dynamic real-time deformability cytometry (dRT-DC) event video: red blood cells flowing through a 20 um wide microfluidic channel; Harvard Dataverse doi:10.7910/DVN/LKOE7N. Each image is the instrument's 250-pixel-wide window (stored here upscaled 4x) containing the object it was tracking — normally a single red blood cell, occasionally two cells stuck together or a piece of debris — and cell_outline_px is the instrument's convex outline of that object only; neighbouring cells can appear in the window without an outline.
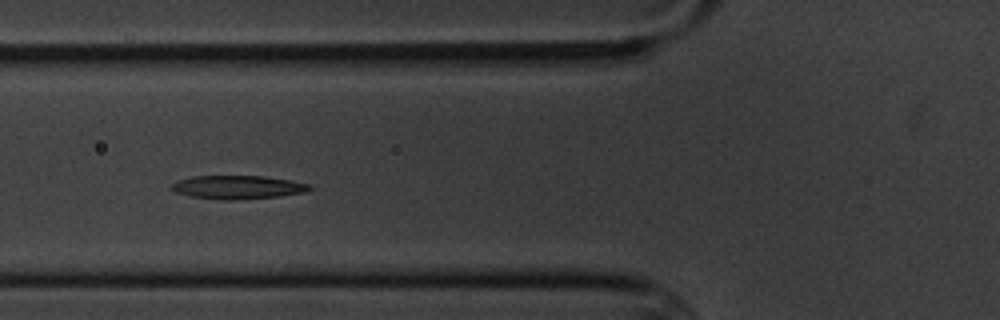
{"species": "common noctule bat (a hibernating species)", "species_latin": "Nyctalus noctula", "temperature_condition": "cold", "stored_images_in_passage": 5, "camera_frame_rate_fps": 3000, "um_per_image_px": 0.085, "animal": {"sex": "male", "body_mass_g": 20.1, "forearm_length_mm": 53.5}, "frame": {"image": 1, "passage_image": 5, "time_ms": 4.667, "image_size_px": [1000, 320], "cell_outline_px": [[312, 188], [304, 192], [280, 196], [240, 200], [224, 200], [192, 196], [176, 192], [168, 188], [176, 180], [192, 176], [264, 176], [292, 180], [312, 184]], "centroid_in_image_um": [20.22, 15.91], "position_along_channel_um": 105.6, "area_um2": 19.07}}